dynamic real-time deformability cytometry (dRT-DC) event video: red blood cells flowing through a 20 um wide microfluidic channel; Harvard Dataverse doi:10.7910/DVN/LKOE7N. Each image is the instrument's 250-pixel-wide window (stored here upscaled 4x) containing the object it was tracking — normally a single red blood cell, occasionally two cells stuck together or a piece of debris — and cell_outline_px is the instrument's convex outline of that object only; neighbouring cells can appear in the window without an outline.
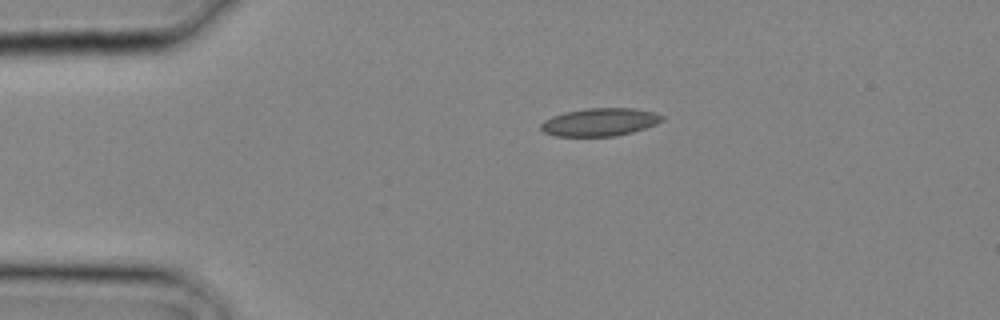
{"species": "common noctule bat (a hibernating species)", "species_latin": "Nyctalus noctula", "temperature_condition": "cold", "stored_images_in_passage": 2, "camera_frame_rate_fps": 3000, "um_per_image_px": 0.085, "animal": {"sex": "male", "body_mass_g": 20.4}, "frame": {"image": 1, "passage_image": 1, "time_ms": 0.0, "image_size_px": [1000, 320], "cell_outline_px": [[664, 120], [656, 124], [632, 132], [616, 136], [556, 136], [544, 132], [540, 128], [540, 124], [544, 120], [552, 116], [564, 112], [588, 108], [632, 108], [656, 112], [664, 116]], "centroid_in_image_um": [50.99, 10.37], "position_along_channel_um": 34.0, "area_um2": 19.77}}
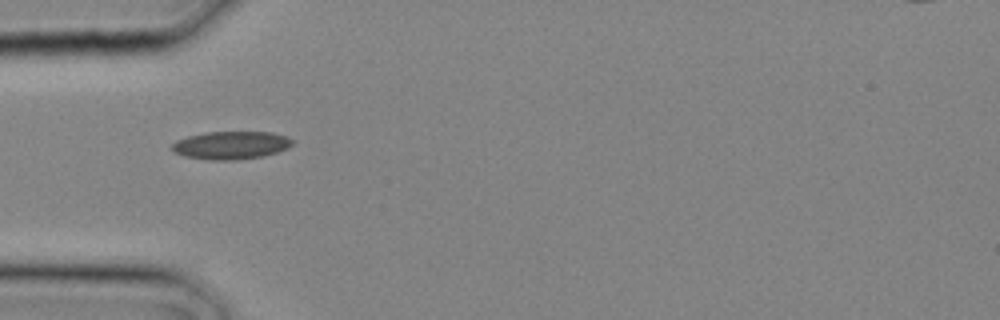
{"frame": {"image": 2, "passage_image": 2, "time_ms": 0.333, "image_size_px": [1000, 320], "cell_outline_px": [[296, 140], [288, 148], [264, 156], [236, 160], [208, 160], [184, 156], [172, 152], [172, 144], [176, 140], [188, 136], [208, 132], [272, 132], [288, 136]], "centroid_in_image_um": [19.66, 12.34], "position_along_channel_um": 65.3, "area_um2": 19.83}}